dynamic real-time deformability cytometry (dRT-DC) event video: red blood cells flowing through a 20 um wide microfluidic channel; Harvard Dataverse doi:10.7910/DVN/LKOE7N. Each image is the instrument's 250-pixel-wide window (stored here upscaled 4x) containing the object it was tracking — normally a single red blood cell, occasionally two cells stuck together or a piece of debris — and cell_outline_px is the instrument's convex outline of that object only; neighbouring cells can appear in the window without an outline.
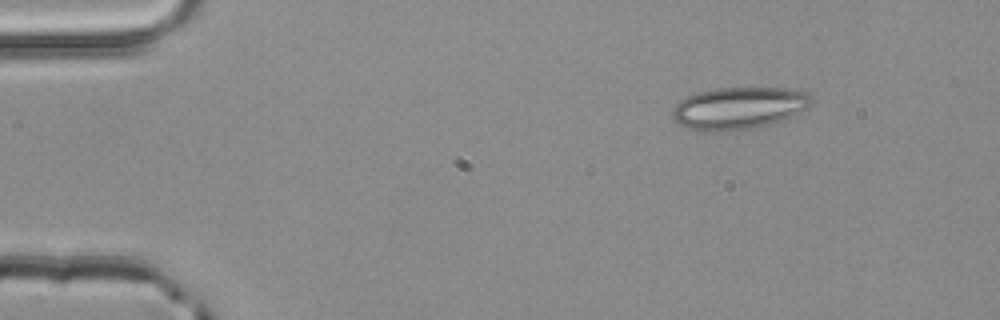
{"species": "common noctule bat (a hibernating species)", "species_latin": "Nyctalus noctula", "temperature_condition": "room temperature", "stored_images_in_passage": 46, "camera_frame_rate_fps": 3000, "um_per_image_px": 0.085, "animal": {"sex": "male", "body_mass_g": 20.4}, "frame": {"image": 1, "passage_image": 1, "time_ms": 0.0, "image_size_px": [1000, 320], "cell_outline_px": [[812, 100], [808, 108], [784, 120], [768, 124], [748, 128], [716, 132], [712, 132], [688, 128], [680, 124], [672, 116], [672, 108], [680, 100], [696, 92], [720, 88], [780, 88], [808, 92], [812, 96]], "centroid_in_image_um": [62.8, 9.18], "position_along_channel_um": 22.2, "area_um2": 33.93}}
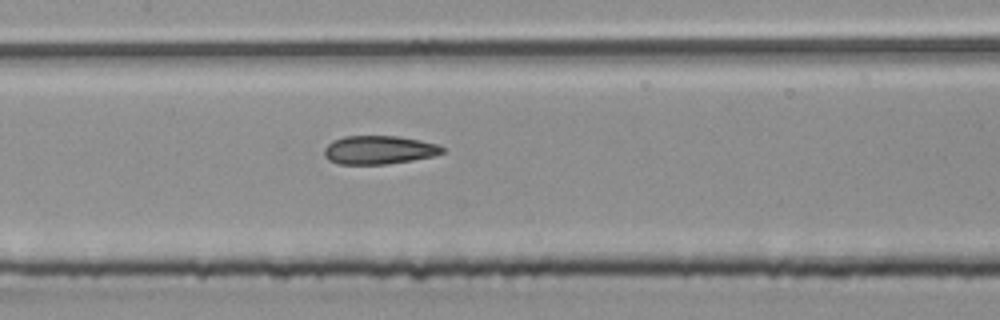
{"frame": {"image": 2, "passage_image": 19, "time_ms": 6.0, "image_size_px": [1000, 320], "cell_outline_px": [[444, 152], [432, 156], [412, 160], [388, 164], [336, 164], [328, 160], [324, 156], [324, 148], [332, 140], [344, 136], [396, 136], [420, 140], [436, 144], [444, 148]], "centroid_in_image_um": [32.16, 12.74], "position_along_channel_um": 175.2, "area_um2": 19.65}}
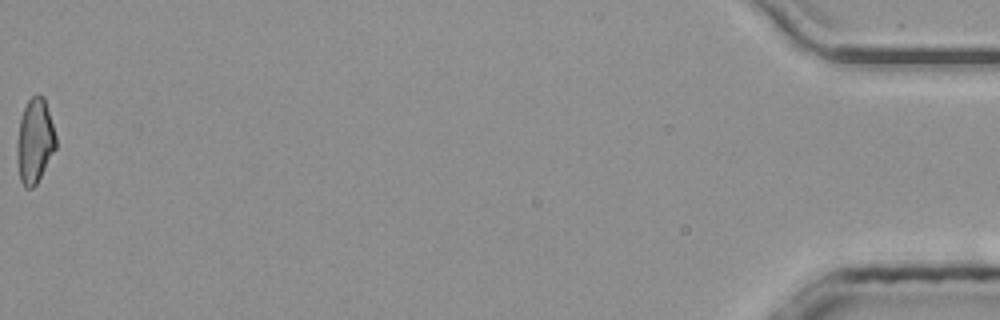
{"frame": {"image": 3, "passage_image": 46, "time_ms": 15.0, "image_size_px": [1000, 320], "cell_outline_px": [[56, 148], [36, 184], [32, 188], [24, 188], [20, 180], [16, 152], [16, 144], [20, 116], [28, 100], [36, 92], [40, 92], [44, 96], [56, 136]], "centroid_in_image_um": [2.94, 11.94], "position_along_channel_um": 432.3, "area_um2": 19.36}, "authors_computed_cell_mechanics": {"area_um2": 19.7676, "velocity_mm_per_s": 4.0457, "shape_relaxation_time_tau1_ms": null, "shape_relaxation_time_tau2_ms": 2.4806, "deformation_change_tau1": null, "deformation_change_tau2": 0.1187}}